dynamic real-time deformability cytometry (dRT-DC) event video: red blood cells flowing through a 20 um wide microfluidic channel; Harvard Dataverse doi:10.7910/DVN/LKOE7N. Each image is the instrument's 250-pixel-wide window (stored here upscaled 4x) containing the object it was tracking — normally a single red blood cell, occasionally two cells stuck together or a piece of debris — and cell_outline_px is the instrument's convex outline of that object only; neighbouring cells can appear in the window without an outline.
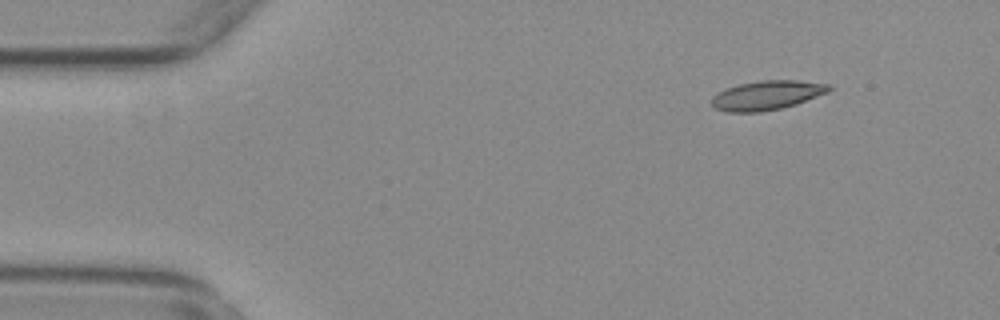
{"species": "common noctule bat (a hibernating species)", "species_latin": "Nyctalus noctula", "temperature_condition": "warm", "stored_images_in_passage": 50, "camera_frame_rate_fps": 3000, "um_per_image_px": 0.085, "animal": {"sex": "female", "body_mass_g": 29.2, "forearm_length_mm": 56.3}, "frame": {"image": 1, "passage_image": 1, "time_ms": 0.0, "image_size_px": [1000, 320], "cell_outline_px": [[832, 88], [828, 92], [796, 104], [780, 108], [760, 112], [728, 112], [716, 108], [712, 104], [712, 96], [728, 88], [740, 84], [760, 80], [800, 80], [832, 84]], "centroid_in_image_um": [65.24, 8.08], "position_along_channel_um": 19.8, "area_um2": 19.88}}
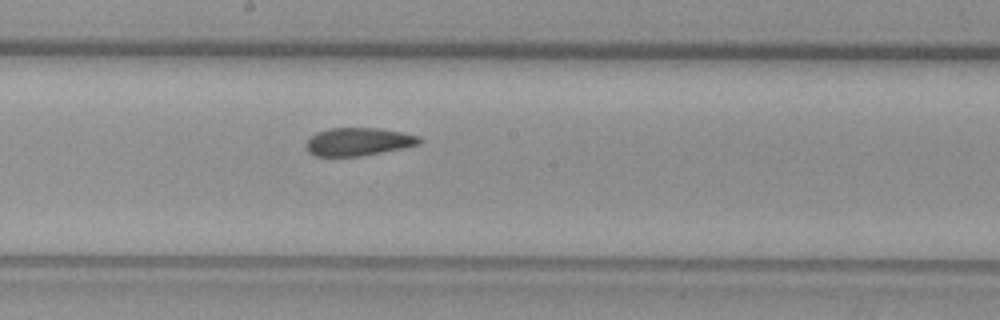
{"frame": {"image": 2, "passage_image": 24, "time_ms": 7.667, "image_size_px": [1000, 320], "cell_outline_px": [[424, 140], [420, 144], [404, 148], [360, 156], [312, 156], [308, 152], [304, 144], [316, 132], [328, 128], [380, 128], [404, 132], [420, 136]], "centroid_in_image_um": [30.48, 12.04], "position_along_channel_um": 217.7, "area_um2": 18.79}}
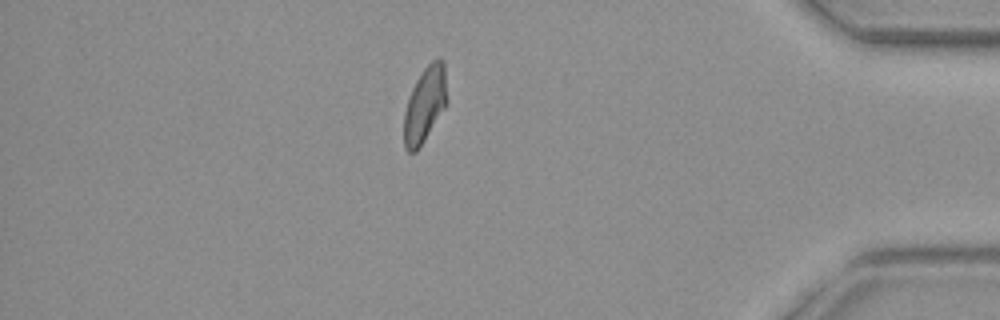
{"frame": {"image": 3, "passage_image": 42, "time_ms": 13.667, "image_size_px": [1000, 320], "cell_outline_px": [[448, 100], [444, 108], [420, 148], [416, 152], [408, 152], [404, 148], [404, 112], [412, 88], [416, 80], [424, 68], [432, 60], [444, 60]], "centroid_in_image_um": [36.12, 8.91], "position_along_channel_um": 399.1, "area_um2": 18.96}, "authors_computed_cell_mechanics": {"area_um2": 19.4208, "velocity_mm_per_s": 3.7305, "shape_relaxation_time_tau1_ms": null, "shape_relaxation_time_tau2_ms": 0.9309, "deformation_change_tau1": null, "deformation_change_tau2": 0.0599}}